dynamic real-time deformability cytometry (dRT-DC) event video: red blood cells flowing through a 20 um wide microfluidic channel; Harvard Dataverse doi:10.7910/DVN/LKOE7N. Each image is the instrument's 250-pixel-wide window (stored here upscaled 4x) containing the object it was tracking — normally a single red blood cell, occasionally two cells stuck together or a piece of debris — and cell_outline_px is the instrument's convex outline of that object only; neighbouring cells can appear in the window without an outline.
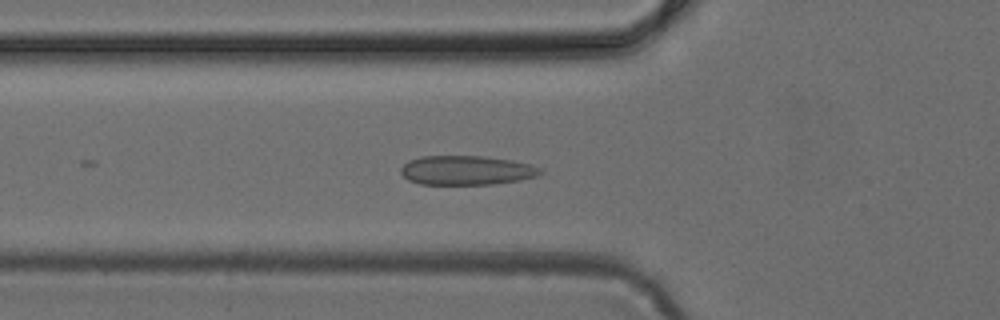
{"species": "common noctule bat (a hibernating species)", "species_latin": "Nyctalus noctula", "temperature_condition": "cold", "stored_images_in_passage": 38, "camera_frame_rate_fps": 3000, "um_per_image_px": 0.085, "animal": {"sex": "female", "body_mass_g": 24.6, "forearm_length_mm": 56.2}, "frame": {"image": 1, "passage_image": 15, "time_ms": 4.667, "image_size_px": [1000, 320], "cell_outline_px": [[544, 172], [536, 176], [520, 180], [492, 184], [420, 184], [408, 180], [400, 172], [400, 168], [408, 160], [420, 156], [484, 156], [512, 160], [532, 164], [540, 168]], "centroid_in_image_um": [39.65, 14.47], "position_along_channel_um": 86.2, "area_um2": 23.93}}
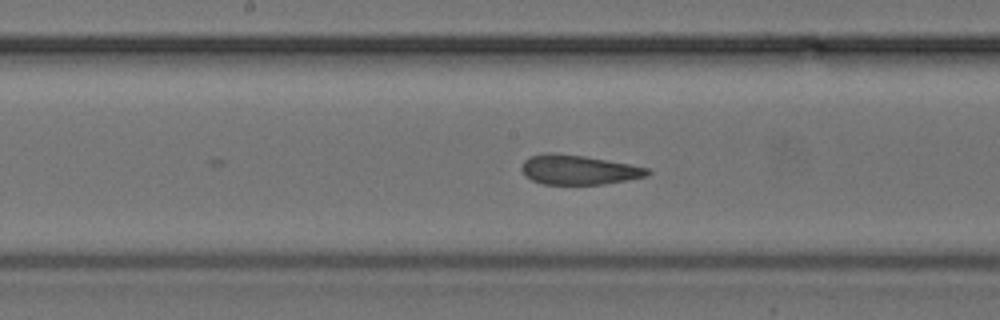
{"frame": {"image": 2, "passage_image": 23, "time_ms": 7.333, "image_size_px": [1000, 320], "cell_outline_px": [[652, 172], [648, 176], [600, 184], [544, 184], [532, 180], [524, 176], [520, 168], [524, 160], [528, 156], [548, 152], [552, 152], [584, 156], [628, 164], [648, 168]], "centroid_in_image_um": [49.11, 14.42], "position_along_channel_um": 199.1, "area_um2": 21.62}}
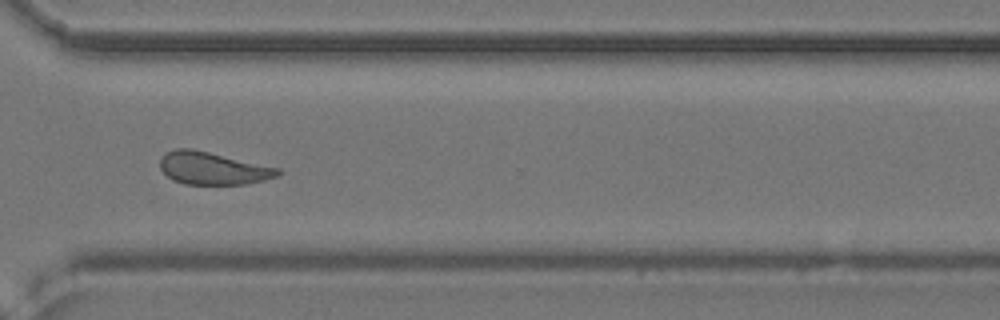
{"frame": {"image": 3, "passage_image": 34, "time_ms": 11.0, "image_size_px": [1000, 320], "cell_outline_px": [[284, 172], [276, 176], [264, 180], [248, 184], [184, 184], [172, 180], [160, 168], [160, 156], [176, 148], [192, 148], [280, 168]], "centroid_in_image_um": [18.1, 14.3], "position_along_channel_um": 352.5, "area_um2": 22.43}}